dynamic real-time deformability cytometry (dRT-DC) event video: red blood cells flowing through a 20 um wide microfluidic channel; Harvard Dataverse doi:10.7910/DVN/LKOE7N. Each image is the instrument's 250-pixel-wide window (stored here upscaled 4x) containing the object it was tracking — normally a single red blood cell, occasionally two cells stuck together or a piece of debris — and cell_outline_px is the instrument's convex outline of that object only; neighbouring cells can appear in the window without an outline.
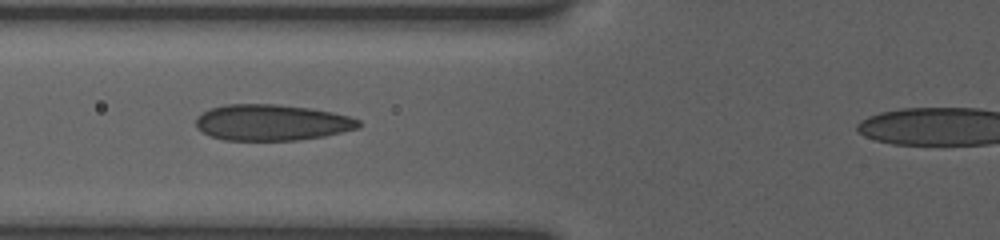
{"species": "human", "species_latin": "Homo sapiens", "temperature_condition": "room temperature", "stored_images_in_passage": 10, "camera_frame_rate_fps": 3000, "um_per_image_px": 0.085, "donor": {"sex": "female"}, "frame": {"image": 1, "passage_image": 6, "time_ms": 4.0, "image_size_px": [1000, 240], "cell_outline_px": [[360, 128], [324, 136], [300, 140], [224, 140], [212, 136], [196, 128], [196, 116], [208, 108], [224, 104], [280, 104], [312, 108], [332, 112], [348, 116], [360, 120]], "centroid_in_image_um": [23.09, 10.4], "position_along_channel_um": 102.7, "area_um2": 34.51}}
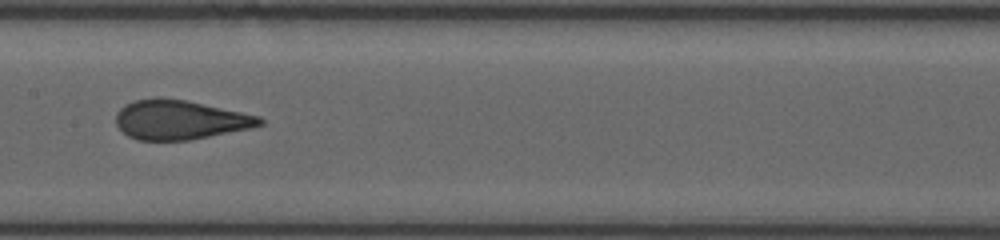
{"frame": {"image": 2, "passage_image": 9, "time_ms": 6.333, "image_size_px": [1000, 240], "cell_outline_px": [[264, 124], [248, 128], [188, 140], [136, 140], [128, 136], [116, 124], [116, 112], [124, 104], [136, 100], [156, 96], [160, 96], [184, 100], [260, 116], [264, 120]], "centroid_in_image_um": [15.24, 10.17], "position_along_channel_um": 192.2, "area_um2": 32.77}}